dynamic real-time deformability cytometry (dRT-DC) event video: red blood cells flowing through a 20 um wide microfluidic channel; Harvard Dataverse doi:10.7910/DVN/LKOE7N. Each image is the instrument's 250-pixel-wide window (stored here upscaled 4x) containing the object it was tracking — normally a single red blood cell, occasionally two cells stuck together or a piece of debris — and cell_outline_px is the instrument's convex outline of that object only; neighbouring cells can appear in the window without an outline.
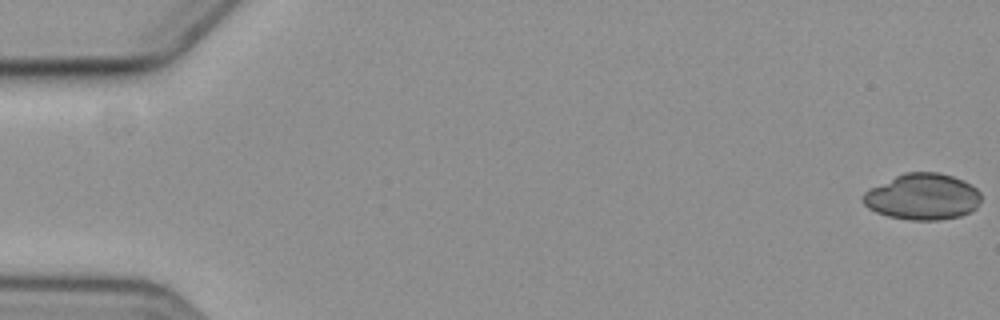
{"species": "common noctule bat (a hibernating species)", "species_latin": "Nyctalus noctula", "temperature_condition": "cold", "stored_images_in_passage": 6, "camera_frame_rate_fps": 3000, "um_per_image_px": 0.085, "animal": {"sex": "female", "body_mass_g": 19.3, "forearm_length_mm": 54.1}, "frame": {"image": 1, "passage_image": 1, "time_ms": 0.0, "image_size_px": [1000, 320], "cell_outline_px": [[980, 200], [976, 208], [960, 216], [936, 220], [908, 220], [888, 216], [876, 212], [868, 208], [860, 200], [860, 196], [868, 188], [904, 172], [940, 172], [964, 180], [976, 188], [980, 192]], "centroid_in_image_um": [78.37, 16.71], "position_along_channel_um": 6.6, "area_um2": 32.08}}